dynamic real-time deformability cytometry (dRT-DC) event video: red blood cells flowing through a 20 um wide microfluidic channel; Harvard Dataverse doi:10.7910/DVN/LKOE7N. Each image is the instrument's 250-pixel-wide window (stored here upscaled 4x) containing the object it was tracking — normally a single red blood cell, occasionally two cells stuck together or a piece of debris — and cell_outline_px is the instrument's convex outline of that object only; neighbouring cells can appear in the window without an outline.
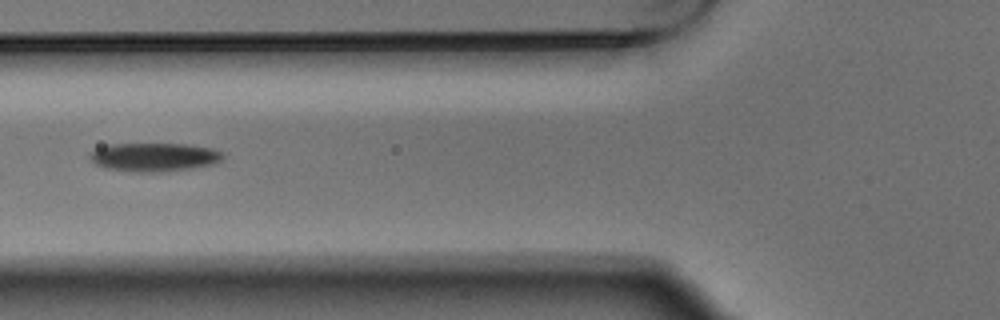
{"species": "Egyptian fruit bat (a non-hibernating species)", "species_latin": "Rousettus aegyptiacus", "temperature_condition": "warm", "stored_images_in_passage": 7, "camera_frame_rate_fps": 3000, "um_per_image_px": 0.085, "animal": {"sex": "male"}, "frame": {"image": 1, "passage_image": 7, "time_ms": 2.0, "image_size_px": [1000, 320], "cell_outline_px": [[224, 156], [220, 160], [212, 164], [188, 168], [160, 172], [136, 172], [104, 168], [96, 164], [88, 156], [88, 152], [96, 148], [108, 144], [184, 144], [212, 148], [220, 152]], "centroid_in_image_um": [13.02, 13.35], "position_along_channel_um": 112.8, "area_um2": 22.02}}